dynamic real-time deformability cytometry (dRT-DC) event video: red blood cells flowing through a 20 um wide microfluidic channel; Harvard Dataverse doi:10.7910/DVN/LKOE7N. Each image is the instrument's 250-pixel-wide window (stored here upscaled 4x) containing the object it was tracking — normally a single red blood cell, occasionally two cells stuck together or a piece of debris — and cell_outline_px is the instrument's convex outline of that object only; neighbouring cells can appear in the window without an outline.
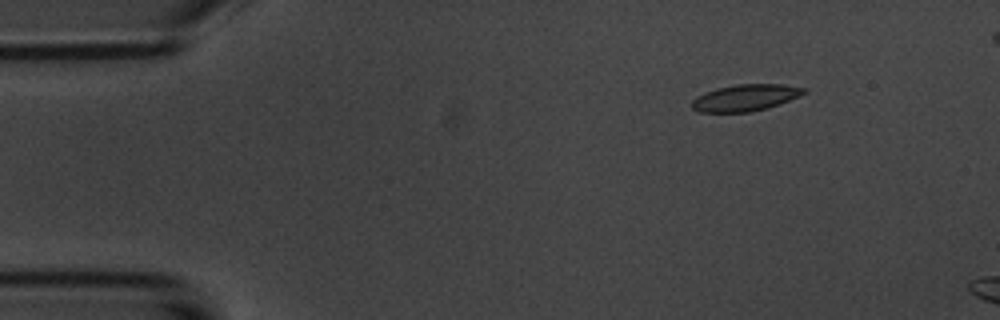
{"species": "common noctule bat (a hibernating species)", "species_latin": "Nyctalus noctula", "temperature_condition": "room temperature", "stored_images_in_passage": 4, "camera_frame_rate_fps": 3000, "um_per_image_px": 0.085, "animal": {"sex": "male", "body_mass_g": 20.1, "forearm_length_mm": 53.5}, "frame": {"image": 1, "passage_image": 2, "time_ms": 1.0, "image_size_px": [1000, 320], "cell_outline_px": [[808, 92], [800, 96], [780, 104], [768, 108], [752, 112], [700, 112], [692, 108], [692, 100], [696, 96], [704, 92], [716, 88], [736, 84], [780, 84], [808, 88]], "centroid_in_image_um": [63.38, 8.3], "position_along_channel_um": 21.6, "area_um2": 17.63}}